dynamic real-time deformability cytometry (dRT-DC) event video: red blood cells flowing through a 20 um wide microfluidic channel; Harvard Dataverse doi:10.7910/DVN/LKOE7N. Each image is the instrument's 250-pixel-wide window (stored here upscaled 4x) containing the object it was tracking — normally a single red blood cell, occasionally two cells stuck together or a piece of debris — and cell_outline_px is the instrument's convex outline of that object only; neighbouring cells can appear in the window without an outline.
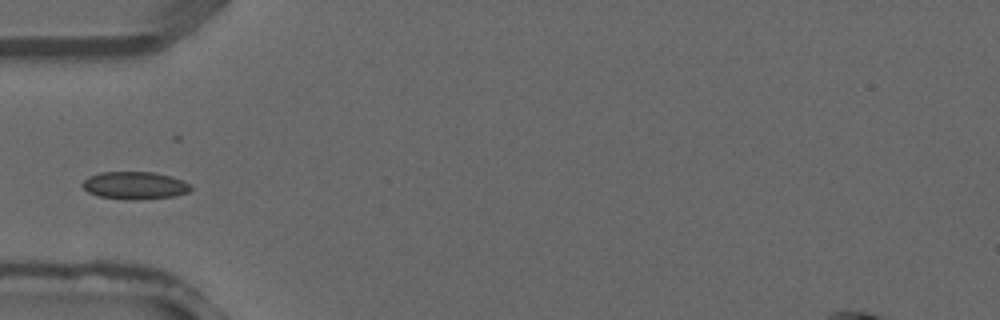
{"species": "common noctule bat (a hibernating species)", "species_latin": "Nyctalus noctula", "temperature_condition": "warm", "stored_images_in_passage": 27, "camera_frame_rate_fps": 3000, "um_per_image_px": 0.085, "animal": {"sex": "male", "forearm_length_mm": 52.5}, "frame": {"image": 1, "passage_image": 1, "time_ms": 0.0, "image_size_px": [1000, 320], "cell_outline_px": [[192, 188], [188, 192], [172, 196], [100, 196], [88, 192], [80, 184], [88, 176], [100, 172], [152, 172], [172, 176], [192, 184]], "centroid_in_image_um": [11.46, 15.68], "position_along_channel_um": 73.5, "area_um2": 16.3}}
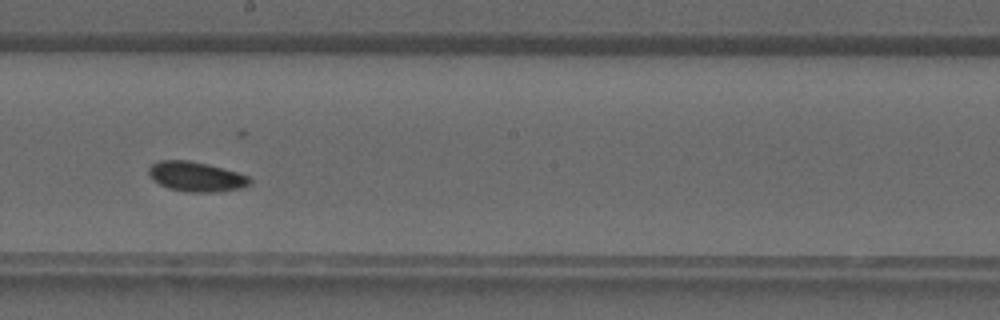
{"frame": {"image": 2, "passage_image": 10, "time_ms": 3.0, "image_size_px": [1000, 320], "cell_outline_px": [[252, 180], [248, 184], [240, 188], [216, 192], [184, 192], [168, 188], [152, 180], [148, 172], [148, 168], [152, 164], [160, 160], [188, 160], [208, 164], [236, 172], [248, 176]], "centroid_in_image_um": [16.63, 15.01], "position_along_channel_um": 231.6, "area_um2": 17.51}}
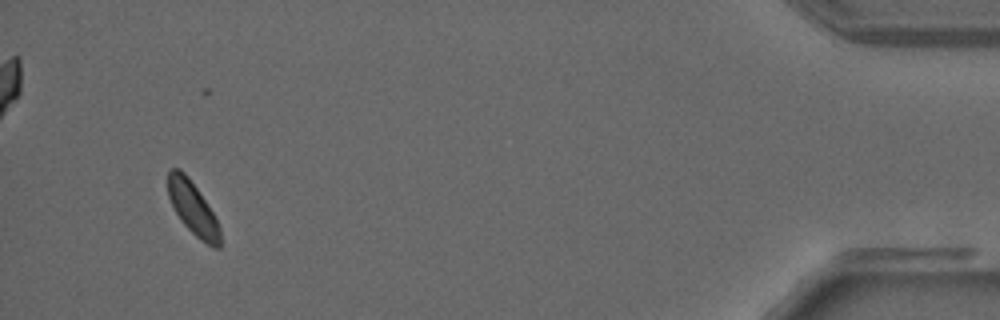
{"frame": {"image": 3, "passage_image": 25, "time_ms": 8.0, "image_size_px": [1000, 320], "cell_outline_px": [[220, 248], [212, 248], [200, 240], [180, 220], [168, 196], [168, 172], [172, 168], [180, 168], [188, 176], [212, 212], [220, 228]], "centroid_in_image_um": [16.38, 17.71], "position_along_channel_um": 418.8, "area_um2": 15.84}}